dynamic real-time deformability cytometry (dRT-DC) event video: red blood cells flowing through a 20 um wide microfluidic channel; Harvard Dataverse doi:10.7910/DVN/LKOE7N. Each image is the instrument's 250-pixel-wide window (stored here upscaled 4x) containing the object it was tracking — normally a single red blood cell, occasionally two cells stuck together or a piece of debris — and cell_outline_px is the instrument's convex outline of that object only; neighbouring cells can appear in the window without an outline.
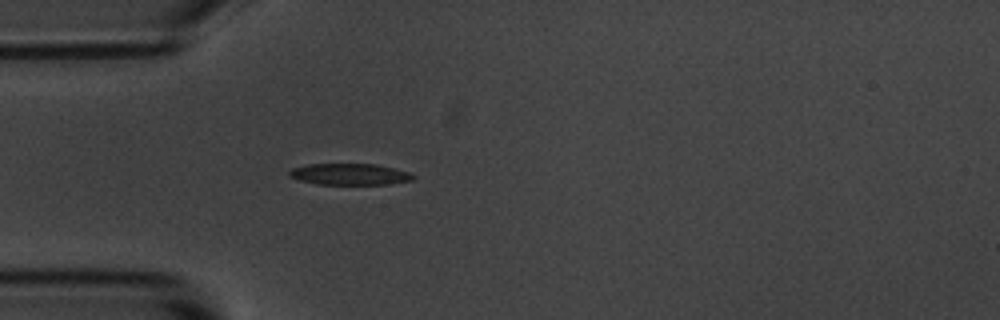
{"species": "common noctule bat (a hibernating species)", "species_latin": "Nyctalus noctula", "temperature_condition": "room temperature", "stored_images_in_passage": 1, "camera_frame_rate_fps": 3000, "um_per_image_px": 0.085, "animal": {"sex": "male", "body_mass_g": 20.1, "forearm_length_mm": 53.5}, "frame": {"image": 1, "passage_image": 1, "time_ms": 0.0, "image_size_px": [1000, 320], "cell_outline_px": [[416, 176], [412, 180], [388, 184], [316, 184], [300, 180], [288, 176], [288, 172], [292, 168], [308, 164], [376, 164], [408, 172]], "centroid_in_image_um": [29.69, 14.81], "position_along_channel_um": 55.3, "area_um2": 15.32}}